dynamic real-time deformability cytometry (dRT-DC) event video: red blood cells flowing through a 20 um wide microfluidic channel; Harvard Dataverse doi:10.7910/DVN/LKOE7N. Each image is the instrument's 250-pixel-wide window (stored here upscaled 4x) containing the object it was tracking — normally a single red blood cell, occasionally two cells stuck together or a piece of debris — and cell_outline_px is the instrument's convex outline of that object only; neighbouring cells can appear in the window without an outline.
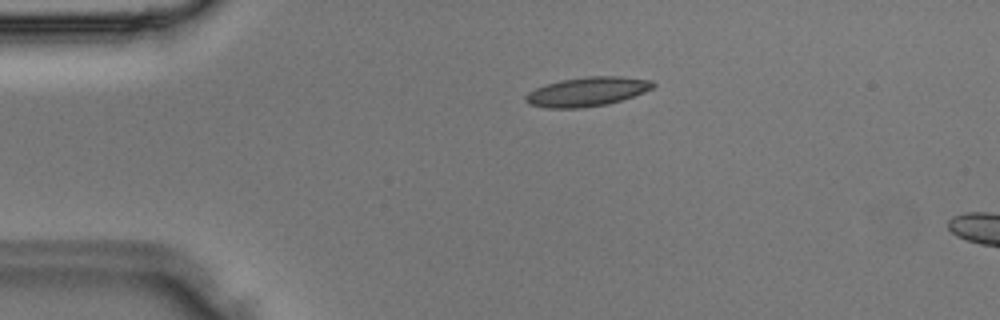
{"species": "Egyptian fruit bat (a non-hibernating species)", "species_latin": "Rousettus aegyptiacus", "temperature_condition": "room temperature", "stored_images_in_passage": 3, "camera_frame_rate_fps": 3000, "um_per_image_px": 0.085, "animal": {"sex": "male"}, "frame": {"image": 1, "passage_image": 2, "time_ms": 0.333, "image_size_px": [1000, 320], "cell_outline_px": [[656, 84], [652, 88], [644, 92], [608, 104], [580, 108], [548, 108], [528, 104], [524, 100], [524, 96], [528, 92], [536, 88], [560, 80], [588, 76], [620, 76], [652, 80]], "centroid_in_image_um": [49.89, 7.79], "position_along_channel_um": 35.1, "area_um2": 21.62}}